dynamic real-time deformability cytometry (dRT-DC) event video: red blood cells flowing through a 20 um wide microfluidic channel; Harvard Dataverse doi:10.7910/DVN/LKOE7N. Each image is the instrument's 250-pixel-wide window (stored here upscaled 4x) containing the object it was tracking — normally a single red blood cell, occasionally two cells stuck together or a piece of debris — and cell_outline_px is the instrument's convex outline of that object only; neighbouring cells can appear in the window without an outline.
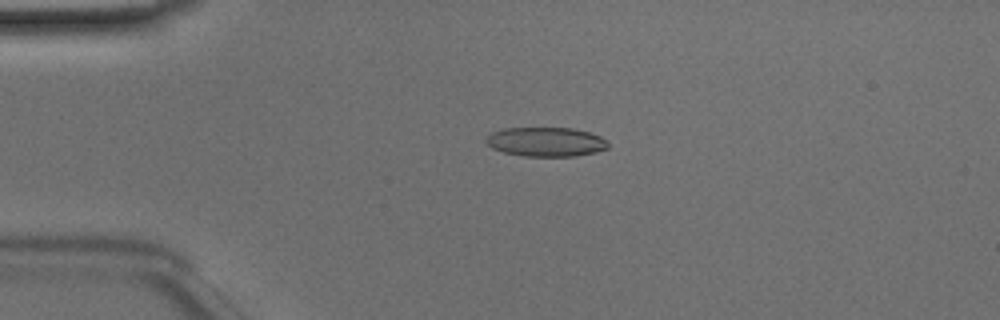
{"species": "Egyptian fruit bat (a non-hibernating species)", "species_latin": "Rousettus aegyptiacus", "temperature_condition": "room temperature", "stored_images_in_passage": 50, "camera_frame_rate_fps": 3000, "um_per_image_px": 0.085, "animal": {"sex": "male"}, "frame": {"image": 1, "passage_image": 12, "time_ms": 3.667, "image_size_px": [1000, 320], "cell_outline_px": [[608, 148], [596, 152], [576, 156], [524, 156], [504, 152], [492, 148], [484, 140], [492, 132], [504, 128], [572, 128], [588, 132], [600, 136], [608, 140]], "centroid_in_image_um": [46.42, 12.06], "position_along_channel_um": 38.6, "area_um2": 20.81}}
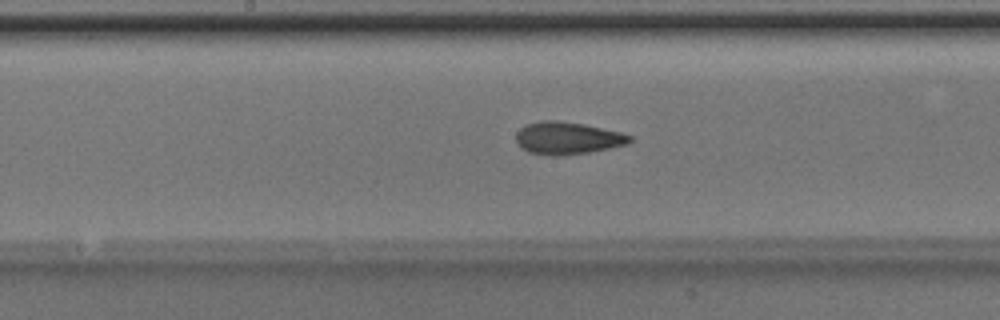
{"frame": {"image": 2, "passage_image": 26, "time_ms": 8.333, "image_size_px": [1000, 320], "cell_outline_px": [[632, 140], [628, 144], [588, 152], [556, 156], [548, 156], [528, 152], [520, 148], [516, 140], [516, 132], [520, 128], [528, 124], [540, 120], [556, 120], [584, 124], [620, 132], [632, 136]], "centroid_in_image_um": [48.2, 11.74], "position_along_channel_um": 200.0, "area_um2": 21.5}}
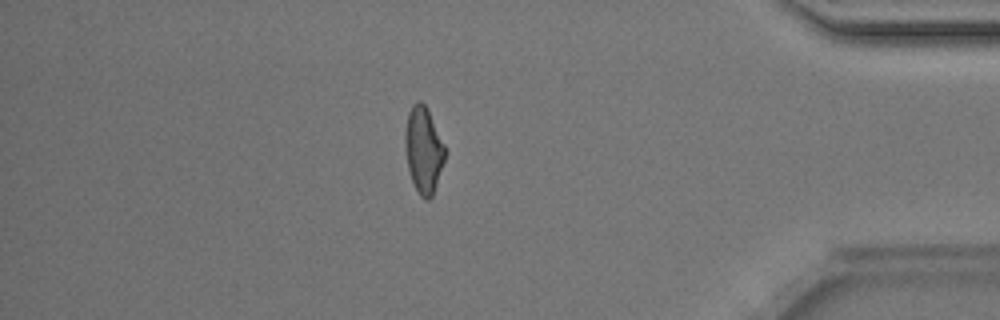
{"frame": {"image": 3, "passage_image": 43, "time_ms": 14.0, "image_size_px": [1000, 320], "cell_outline_px": [[444, 160], [432, 196], [428, 200], [424, 200], [420, 196], [412, 180], [408, 168], [404, 144], [404, 132], [408, 112], [412, 104], [416, 100], [420, 100], [424, 104], [444, 144]], "centroid_in_image_um": [35.96, 12.73], "position_along_channel_um": 399.2, "area_um2": 19.71}, "authors_computed_cell_mechanics": {"area_um2": 20.9814, "velocity_mm_per_s": 4.14, "shape_relaxation_time_tau1_ms": 3.7541, "shape_relaxation_time_tau2_ms": 1.9314, "deformation_change_tau1": 0.1499, "deformation_change_tau2": 0.0878}}